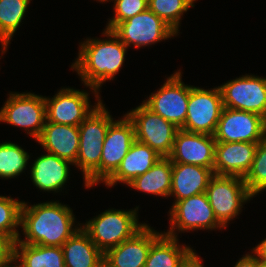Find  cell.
<instances>
[{"label":"cell","mask_w":266,"mask_h":267,"mask_svg":"<svg viewBox=\"0 0 266 267\" xmlns=\"http://www.w3.org/2000/svg\"><path fill=\"white\" fill-rule=\"evenodd\" d=\"M46 121L61 125L79 126L102 102L90 105L88 91L71 87L61 88L53 97H46Z\"/></svg>","instance_id":"4fadbf2b"},{"label":"cell","mask_w":266,"mask_h":267,"mask_svg":"<svg viewBox=\"0 0 266 267\" xmlns=\"http://www.w3.org/2000/svg\"><path fill=\"white\" fill-rule=\"evenodd\" d=\"M22 205L23 201L0 195V235L14 242L21 236L17 228L20 227Z\"/></svg>","instance_id":"f546056e"},{"label":"cell","mask_w":266,"mask_h":267,"mask_svg":"<svg viewBox=\"0 0 266 267\" xmlns=\"http://www.w3.org/2000/svg\"><path fill=\"white\" fill-rule=\"evenodd\" d=\"M258 258L251 251V253L247 252V254L243 255L233 267H257Z\"/></svg>","instance_id":"836d02e7"},{"label":"cell","mask_w":266,"mask_h":267,"mask_svg":"<svg viewBox=\"0 0 266 267\" xmlns=\"http://www.w3.org/2000/svg\"><path fill=\"white\" fill-rule=\"evenodd\" d=\"M114 16L108 20L105 26L107 30H113L120 22H123L148 8V0H111Z\"/></svg>","instance_id":"1f68e13d"},{"label":"cell","mask_w":266,"mask_h":267,"mask_svg":"<svg viewBox=\"0 0 266 267\" xmlns=\"http://www.w3.org/2000/svg\"><path fill=\"white\" fill-rule=\"evenodd\" d=\"M126 115L134 124L136 141L148 145L161 157L170 156L179 130L175 124L153 113L143 103Z\"/></svg>","instance_id":"ba28073f"},{"label":"cell","mask_w":266,"mask_h":267,"mask_svg":"<svg viewBox=\"0 0 266 267\" xmlns=\"http://www.w3.org/2000/svg\"><path fill=\"white\" fill-rule=\"evenodd\" d=\"M172 162L169 157H161L147 172L134 178L128 187L163 198L171 191Z\"/></svg>","instance_id":"d4e9b609"},{"label":"cell","mask_w":266,"mask_h":267,"mask_svg":"<svg viewBox=\"0 0 266 267\" xmlns=\"http://www.w3.org/2000/svg\"><path fill=\"white\" fill-rule=\"evenodd\" d=\"M251 251L257 256L259 262L266 264V238L262 239Z\"/></svg>","instance_id":"e575fe53"},{"label":"cell","mask_w":266,"mask_h":267,"mask_svg":"<svg viewBox=\"0 0 266 267\" xmlns=\"http://www.w3.org/2000/svg\"><path fill=\"white\" fill-rule=\"evenodd\" d=\"M14 259L21 267H65L62 247L14 243Z\"/></svg>","instance_id":"484cf974"},{"label":"cell","mask_w":266,"mask_h":267,"mask_svg":"<svg viewBox=\"0 0 266 267\" xmlns=\"http://www.w3.org/2000/svg\"><path fill=\"white\" fill-rule=\"evenodd\" d=\"M196 0H148V8L169 25L177 34L183 14L195 7Z\"/></svg>","instance_id":"f1b7e54d"},{"label":"cell","mask_w":266,"mask_h":267,"mask_svg":"<svg viewBox=\"0 0 266 267\" xmlns=\"http://www.w3.org/2000/svg\"><path fill=\"white\" fill-rule=\"evenodd\" d=\"M30 155L19 144L0 143V179L16 178L25 173Z\"/></svg>","instance_id":"83f0119b"},{"label":"cell","mask_w":266,"mask_h":267,"mask_svg":"<svg viewBox=\"0 0 266 267\" xmlns=\"http://www.w3.org/2000/svg\"><path fill=\"white\" fill-rule=\"evenodd\" d=\"M32 0H0V45L5 54Z\"/></svg>","instance_id":"4316f807"},{"label":"cell","mask_w":266,"mask_h":267,"mask_svg":"<svg viewBox=\"0 0 266 267\" xmlns=\"http://www.w3.org/2000/svg\"><path fill=\"white\" fill-rule=\"evenodd\" d=\"M195 253L192 247L179 244L178 237L163 232L151 245L145 267H183Z\"/></svg>","instance_id":"603a6c76"},{"label":"cell","mask_w":266,"mask_h":267,"mask_svg":"<svg viewBox=\"0 0 266 267\" xmlns=\"http://www.w3.org/2000/svg\"><path fill=\"white\" fill-rule=\"evenodd\" d=\"M168 216L170 227L163 232L172 237L194 230L224 229L215 217L205 192L177 201L171 206Z\"/></svg>","instance_id":"52a82bcc"},{"label":"cell","mask_w":266,"mask_h":267,"mask_svg":"<svg viewBox=\"0 0 266 267\" xmlns=\"http://www.w3.org/2000/svg\"><path fill=\"white\" fill-rule=\"evenodd\" d=\"M0 267H21V266L15 259H12L10 262Z\"/></svg>","instance_id":"8d00e7d4"},{"label":"cell","mask_w":266,"mask_h":267,"mask_svg":"<svg viewBox=\"0 0 266 267\" xmlns=\"http://www.w3.org/2000/svg\"><path fill=\"white\" fill-rule=\"evenodd\" d=\"M14 241L4 235H0V266L14 259Z\"/></svg>","instance_id":"d6a6232c"},{"label":"cell","mask_w":266,"mask_h":267,"mask_svg":"<svg viewBox=\"0 0 266 267\" xmlns=\"http://www.w3.org/2000/svg\"><path fill=\"white\" fill-rule=\"evenodd\" d=\"M98 267H110L105 261H103Z\"/></svg>","instance_id":"74e56055"},{"label":"cell","mask_w":266,"mask_h":267,"mask_svg":"<svg viewBox=\"0 0 266 267\" xmlns=\"http://www.w3.org/2000/svg\"><path fill=\"white\" fill-rule=\"evenodd\" d=\"M162 233L145 224L131 238L109 249L104 261L110 267H145L150 247Z\"/></svg>","instance_id":"e0dca14e"},{"label":"cell","mask_w":266,"mask_h":267,"mask_svg":"<svg viewBox=\"0 0 266 267\" xmlns=\"http://www.w3.org/2000/svg\"><path fill=\"white\" fill-rule=\"evenodd\" d=\"M138 210L139 206L127 211L109 208L81 223V228L105 254L109 249L131 238L146 224L139 222Z\"/></svg>","instance_id":"277c9868"},{"label":"cell","mask_w":266,"mask_h":267,"mask_svg":"<svg viewBox=\"0 0 266 267\" xmlns=\"http://www.w3.org/2000/svg\"><path fill=\"white\" fill-rule=\"evenodd\" d=\"M135 140L134 124L126 114L109 125L100 159V183L117 170Z\"/></svg>","instance_id":"9a60e30c"},{"label":"cell","mask_w":266,"mask_h":267,"mask_svg":"<svg viewBox=\"0 0 266 267\" xmlns=\"http://www.w3.org/2000/svg\"><path fill=\"white\" fill-rule=\"evenodd\" d=\"M214 171L199 165L172 163L171 191L173 205L190 196L204 193Z\"/></svg>","instance_id":"44dd1931"},{"label":"cell","mask_w":266,"mask_h":267,"mask_svg":"<svg viewBox=\"0 0 266 267\" xmlns=\"http://www.w3.org/2000/svg\"><path fill=\"white\" fill-rule=\"evenodd\" d=\"M46 153L37 157L29 168L31 181L41 191L59 193L70 178L69 165L73 164L54 154Z\"/></svg>","instance_id":"d6986e66"},{"label":"cell","mask_w":266,"mask_h":267,"mask_svg":"<svg viewBox=\"0 0 266 267\" xmlns=\"http://www.w3.org/2000/svg\"><path fill=\"white\" fill-rule=\"evenodd\" d=\"M258 143L216 142L214 174L244 178L254 160Z\"/></svg>","instance_id":"ac0fdd59"},{"label":"cell","mask_w":266,"mask_h":267,"mask_svg":"<svg viewBox=\"0 0 266 267\" xmlns=\"http://www.w3.org/2000/svg\"><path fill=\"white\" fill-rule=\"evenodd\" d=\"M22 128L35 141L46 122V104L43 95L31 92H10L0 109V123Z\"/></svg>","instance_id":"8992f818"},{"label":"cell","mask_w":266,"mask_h":267,"mask_svg":"<svg viewBox=\"0 0 266 267\" xmlns=\"http://www.w3.org/2000/svg\"><path fill=\"white\" fill-rule=\"evenodd\" d=\"M219 88L224 107L252 112L266 119V77L245 74Z\"/></svg>","instance_id":"7c38bea8"},{"label":"cell","mask_w":266,"mask_h":267,"mask_svg":"<svg viewBox=\"0 0 266 267\" xmlns=\"http://www.w3.org/2000/svg\"><path fill=\"white\" fill-rule=\"evenodd\" d=\"M181 73V70H176L155 93L142 101L153 113L172 122L179 129L185 124L190 89L193 87L182 82Z\"/></svg>","instance_id":"9c48e42d"},{"label":"cell","mask_w":266,"mask_h":267,"mask_svg":"<svg viewBox=\"0 0 266 267\" xmlns=\"http://www.w3.org/2000/svg\"><path fill=\"white\" fill-rule=\"evenodd\" d=\"M243 179L254 197L266 191V136L258 143L251 168Z\"/></svg>","instance_id":"4dcf8cb0"},{"label":"cell","mask_w":266,"mask_h":267,"mask_svg":"<svg viewBox=\"0 0 266 267\" xmlns=\"http://www.w3.org/2000/svg\"><path fill=\"white\" fill-rule=\"evenodd\" d=\"M107 39L87 38L80 42L78 57L71 65L81 82L102 101L100 88L107 80H114L125 63L128 47L111 30L104 29Z\"/></svg>","instance_id":"6da1fadb"},{"label":"cell","mask_w":266,"mask_h":267,"mask_svg":"<svg viewBox=\"0 0 266 267\" xmlns=\"http://www.w3.org/2000/svg\"><path fill=\"white\" fill-rule=\"evenodd\" d=\"M112 31L128 48L136 49L179 35L149 8L120 22Z\"/></svg>","instance_id":"8fae6325"},{"label":"cell","mask_w":266,"mask_h":267,"mask_svg":"<svg viewBox=\"0 0 266 267\" xmlns=\"http://www.w3.org/2000/svg\"><path fill=\"white\" fill-rule=\"evenodd\" d=\"M97 1L102 3V4H103V2H106V3L109 2V1L111 2V0H97Z\"/></svg>","instance_id":"ab89813d"},{"label":"cell","mask_w":266,"mask_h":267,"mask_svg":"<svg viewBox=\"0 0 266 267\" xmlns=\"http://www.w3.org/2000/svg\"><path fill=\"white\" fill-rule=\"evenodd\" d=\"M215 145L214 135L179 129L169 158L172 163L199 165L214 171Z\"/></svg>","instance_id":"2e32d148"},{"label":"cell","mask_w":266,"mask_h":267,"mask_svg":"<svg viewBox=\"0 0 266 267\" xmlns=\"http://www.w3.org/2000/svg\"><path fill=\"white\" fill-rule=\"evenodd\" d=\"M72 208L59 201H46L29 205L23 201L20 228L24 238L16 242L29 245L61 247L78 229Z\"/></svg>","instance_id":"7a4b0ae2"},{"label":"cell","mask_w":266,"mask_h":267,"mask_svg":"<svg viewBox=\"0 0 266 267\" xmlns=\"http://www.w3.org/2000/svg\"><path fill=\"white\" fill-rule=\"evenodd\" d=\"M65 267H98L104 261V253L82 229H78L61 246Z\"/></svg>","instance_id":"cb8c5ba5"},{"label":"cell","mask_w":266,"mask_h":267,"mask_svg":"<svg viewBox=\"0 0 266 267\" xmlns=\"http://www.w3.org/2000/svg\"><path fill=\"white\" fill-rule=\"evenodd\" d=\"M160 158L161 156L148 145L135 140L117 170L104 184L112 188L117 183L127 185L134 178L147 172Z\"/></svg>","instance_id":"7402d4cb"},{"label":"cell","mask_w":266,"mask_h":267,"mask_svg":"<svg viewBox=\"0 0 266 267\" xmlns=\"http://www.w3.org/2000/svg\"><path fill=\"white\" fill-rule=\"evenodd\" d=\"M257 267H266V264L258 261Z\"/></svg>","instance_id":"f35d334b"},{"label":"cell","mask_w":266,"mask_h":267,"mask_svg":"<svg viewBox=\"0 0 266 267\" xmlns=\"http://www.w3.org/2000/svg\"><path fill=\"white\" fill-rule=\"evenodd\" d=\"M223 108L219 86L212 89L193 86L190 89L186 121L180 129L214 135Z\"/></svg>","instance_id":"30bf717a"},{"label":"cell","mask_w":266,"mask_h":267,"mask_svg":"<svg viewBox=\"0 0 266 267\" xmlns=\"http://www.w3.org/2000/svg\"><path fill=\"white\" fill-rule=\"evenodd\" d=\"M112 117L102 101L78 126L80 143L74 167L82 172L87 189L100 183V159Z\"/></svg>","instance_id":"3957f363"},{"label":"cell","mask_w":266,"mask_h":267,"mask_svg":"<svg viewBox=\"0 0 266 267\" xmlns=\"http://www.w3.org/2000/svg\"><path fill=\"white\" fill-rule=\"evenodd\" d=\"M203 259L195 253L183 267H204Z\"/></svg>","instance_id":"d590c367"},{"label":"cell","mask_w":266,"mask_h":267,"mask_svg":"<svg viewBox=\"0 0 266 267\" xmlns=\"http://www.w3.org/2000/svg\"><path fill=\"white\" fill-rule=\"evenodd\" d=\"M266 136V119L258 114L224 107L214 138L216 142L259 143Z\"/></svg>","instance_id":"5bb4252c"},{"label":"cell","mask_w":266,"mask_h":267,"mask_svg":"<svg viewBox=\"0 0 266 267\" xmlns=\"http://www.w3.org/2000/svg\"><path fill=\"white\" fill-rule=\"evenodd\" d=\"M43 149L75 165L79 150V127L45 122L36 140Z\"/></svg>","instance_id":"ffe728a7"},{"label":"cell","mask_w":266,"mask_h":267,"mask_svg":"<svg viewBox=\"0 0 266 267\" xmlns=\"http://www.w3.org/2000/svg\"><path fill=\"white\" fill-rule=\"evenodd\" d=\"M218 222L224 227L237 218L246 202L254 196L242 177L214 175L205 191Z\"/></svg>","instance_id":"5b68a950"}]
</instances>
